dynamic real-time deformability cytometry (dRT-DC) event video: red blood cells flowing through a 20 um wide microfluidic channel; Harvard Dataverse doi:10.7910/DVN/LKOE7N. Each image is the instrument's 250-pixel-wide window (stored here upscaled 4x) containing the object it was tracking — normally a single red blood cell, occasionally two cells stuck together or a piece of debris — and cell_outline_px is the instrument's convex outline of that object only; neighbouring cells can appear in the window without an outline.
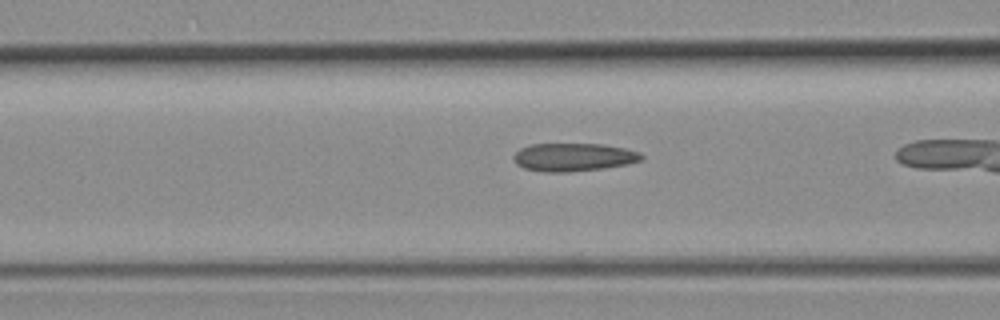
{"species": "common noctule bat (a hibernating species)", "species_latin": "Nyctalus noctula", "temperature_condition": "room temperature", "stored_images_in_passage": 10, "camera_frame_rate_fps": 3000, "um_per_image_px": 0.085, "animal": {"sex": "female", "body_mass_g": 19.3, "forearm_length_mm": 54.1}, "frame": {"image": 1, "passage_image": 6, "time_ms": 1.667, "image_size_px": [1000, 320], "cell_outline_px": [[644, 156], [640, 160], [628, 164], [604, 168], [568, 172], [544, 172], [524, 168], [516, 164], [512, 160], [512, 156], [520, 148], [532, 144], [604, 144], [624, 148], [640, 152]], "centroid_in_image_um": [48.73, 13.36], "position_along_channel_um": 117.9, "area_um2": 21.04}}
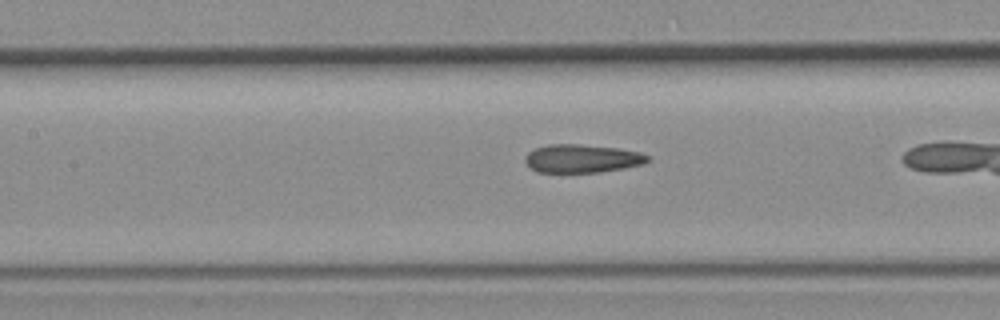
{"frame": {"image": 2, "passage_image": 9, "time_ms": 2.667, "image_size_px": [1000, 320], "cell_outline_px": [[652, 160], [644, 164], [624, 168], [600, 172], [536, 172], [528, 168], [524, 160], [524, 156], [528, 152], [536, 148], [548, 144], [580, 144], [620, 148], [640, 152], [652, 156]], "centroid_in_image_um": [49.5, 13.47], "position_along_channel_um": 157.9, "area_um2": 20.63}}